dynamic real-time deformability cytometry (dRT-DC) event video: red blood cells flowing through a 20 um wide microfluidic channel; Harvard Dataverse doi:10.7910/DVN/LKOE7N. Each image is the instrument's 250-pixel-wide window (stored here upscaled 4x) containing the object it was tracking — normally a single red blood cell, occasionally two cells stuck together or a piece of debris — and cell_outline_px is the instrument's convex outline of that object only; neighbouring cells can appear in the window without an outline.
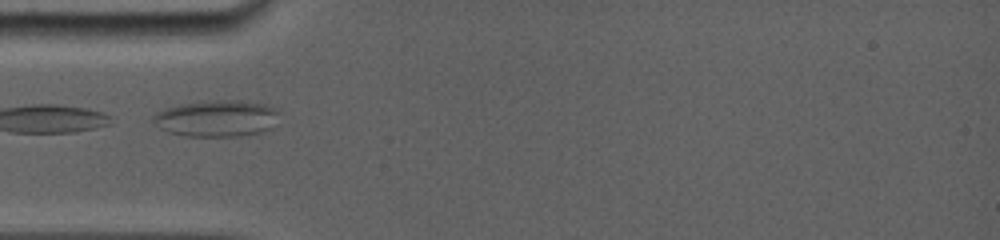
{"species": "common noctule bat (a hibernating species)", "species_latin": "Nyctalus noctula", "temperature_condition": "room temperature", "stored_images_in_passage": 15, "camera_frame_rate_fps": 5000, "um_per_image_px": 0.085, "animal": {"sex": "female", "body_mass_g": 19.0, "forearm_length_mm": 56.7}, "frame": {"image": 1, "passage_image": 1, "time_ms": 0.0, "image_size_px": [1000, 240], "cell_outline_px": [[280, 112], [268, 128], [264, 132], [236, 136], [184, 136], [168, 132], [160, 128], [152, 120], [152, 116], [156, 112], [164, 108], [180, 104], [216, 100], [236, 100], [264, 104], [276, 108]], "centroid_in_image_um": [18.37, 10.06], "position_along_channel_um": 66.6, "area_um2": 26.65}}
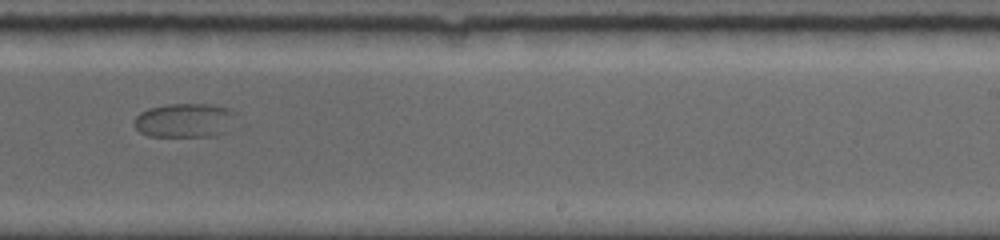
{"frame": {"image": 2, "passage_image": 9, "time_ms": 5.6, "image_size_px": [1000, 240], "cell_outline_px": [[240, 116], [224, 132], [216, 136], [148, 136], [140, 132], [132, 124], [136, 116], [140, 112], [148, 108], [164, 104], [212, 104], [228, 108], [236, 112]], "centroid_in_image_um": [15.72, 10.22], "position_along_channel_um": 273.3, "area_um2": 20.69}}
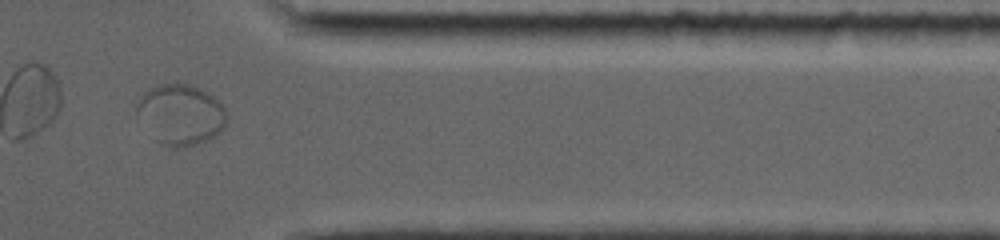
{"frame": {"image": 3, "passage_image": 12, "time_ms": 9.0, "image_size_px": [1000, 240], "cell_outline_px": [[228, 120], [224, 128], [212, 136], [204, 140], [192, 144], [176, 148], [172, 148], [160, 144], [152, 140], [136, 120], [136, 108], [144, 92], [148, 88], [160, 84], [188, 84], [200, 88], [212, 96], [224, 108], [228, 116]], "centroid_in_image_um": [15.28, 9.76], "position_along_channel_um": 396.1, "area_um2": 32.02}}